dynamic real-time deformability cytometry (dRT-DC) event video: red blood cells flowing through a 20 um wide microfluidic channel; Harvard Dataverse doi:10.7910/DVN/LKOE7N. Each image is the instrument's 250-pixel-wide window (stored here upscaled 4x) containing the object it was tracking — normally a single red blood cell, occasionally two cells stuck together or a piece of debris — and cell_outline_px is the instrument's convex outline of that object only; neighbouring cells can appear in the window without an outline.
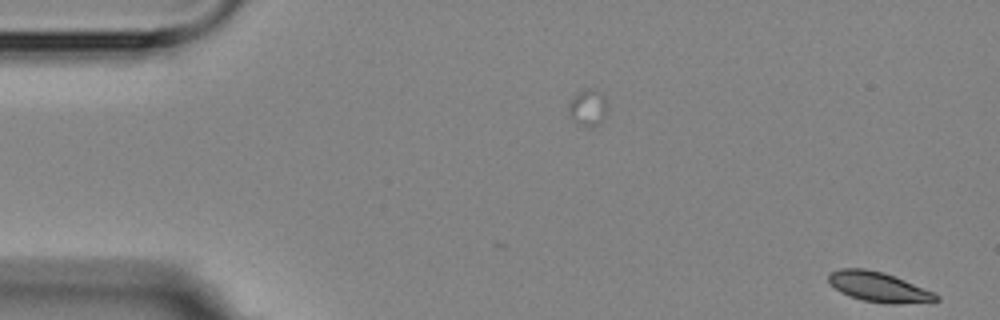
{"species": "Egyptian fruit bat (a non-hibernating species)", "species_latin": "Rousettus aegyptiacus", "temperature_condition": "room temperature", "stored_images_in_passage": 2, "camera_frame_rate_fps": 3000, "um_per_image_px": 0.085, "animal": {"sex": "female"}, "frame": {"image": 1, "passage_image": 2, "time_ms": 2.667, "image_size_px": [1000, 320], "cell_outline_px": [[940, 300], [900, 304], [888, 304], [864, 300], [840, 292], [828, 280], [828, 276], [832, 272], [840, 268], [864, 268], [884, 272], [904, 280], [932, 292], [940, 296]], "centroid_in_image_um": [74.68, 24.39], "position_along_channel_um": 10.3, "area_um2": 18.38}}